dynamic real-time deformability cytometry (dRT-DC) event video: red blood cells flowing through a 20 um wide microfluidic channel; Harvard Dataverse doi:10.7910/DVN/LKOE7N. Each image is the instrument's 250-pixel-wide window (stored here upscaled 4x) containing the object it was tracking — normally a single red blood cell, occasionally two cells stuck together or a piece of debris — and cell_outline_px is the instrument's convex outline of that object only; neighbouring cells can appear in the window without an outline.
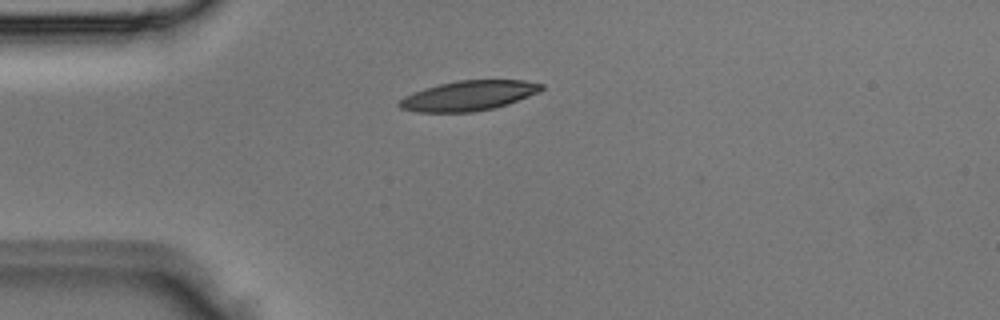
{"species": "Egyptian fruit bat (a non-hibernating species)", "species_latin": "Rousettus aegyptiacus", "temperature_condition": "room temperature", "stored_images_in_passage": 1, "camera_frame_rate_fps": 3000, "um_per_image_px": 0.085, "animal": {"sex": "male"}, "frame": {"image": 1, "passage_image": 1, "time_ms": 0.0, "image_size_px": [1000, 320], "cell_outline_px": [[544, 88], [540, 92], [508, 104], [496, 108], [472, 112], [416, 112], [400, 108], [396, 104], [404, 96], [412, 92], [424, 88], [440, 84], [460, 80], [524, 80], [544, 84]], "centroid_in_image_um": [39.84, 8.13], "position_along_channel_um": 45.2, "area_um2": 24.97}}